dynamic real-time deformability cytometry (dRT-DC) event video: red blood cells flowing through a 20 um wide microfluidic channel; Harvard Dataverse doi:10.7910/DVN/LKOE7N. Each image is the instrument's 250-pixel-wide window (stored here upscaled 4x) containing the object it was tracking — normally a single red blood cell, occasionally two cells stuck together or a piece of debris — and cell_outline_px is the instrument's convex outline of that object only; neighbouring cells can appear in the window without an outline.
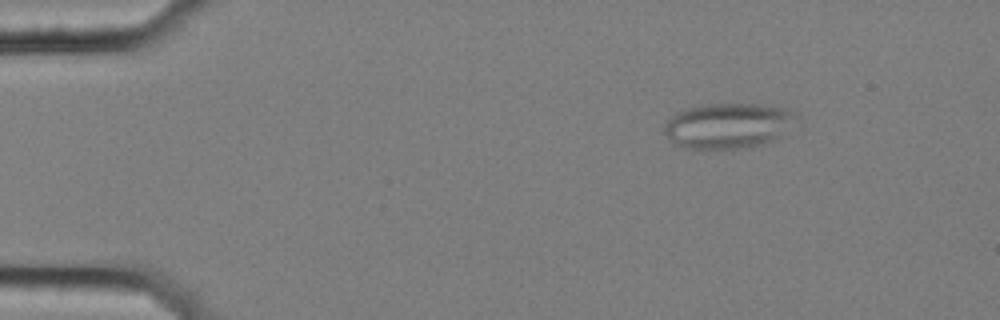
{"species": "common noctule bat (a hibernating species)", "species_latin": "Nyctalus noctula", "temperature_condition": "cold", "stored_images_in_passage": 51, "segment_of_instrument_passage": [1, 2], "camera_frame_rate_fps": 3000, "um_per_image_px": 0.085, "animal": {"sex": "female", "body_mass_g": 25.1}, "frame": {"image": 1, "passage_image": 2, "time_ms": 0.333, "image_size_px": [1000, 320], "cell_outline_px": [[796, 116], [780, 136], [772, 140], [748, 148], [684, 148], [672, 144], [664, 132], [664, 124], [676, 112], [684, 108], [700, 104], [760, 104], [792, 108]], "centroid_in_image_um": [61.82, 10.66], "position_along_channel_um": 23.2, "area_um2": 34.91}}